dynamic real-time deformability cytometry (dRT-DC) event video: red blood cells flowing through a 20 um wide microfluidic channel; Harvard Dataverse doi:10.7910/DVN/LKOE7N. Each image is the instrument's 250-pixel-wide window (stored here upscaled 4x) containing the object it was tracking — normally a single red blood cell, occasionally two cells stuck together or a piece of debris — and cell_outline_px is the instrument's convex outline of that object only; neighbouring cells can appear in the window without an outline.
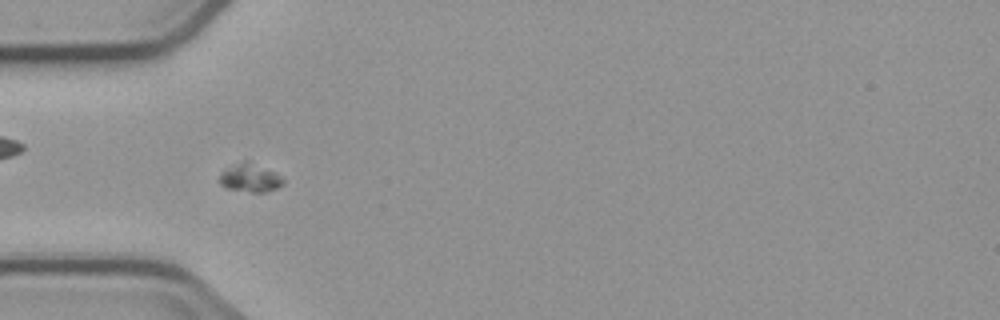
{"species": "common noctule bat (a hibernating species)", "species_latin": "Nyctalus noctula", "temperature_condition": "cold", "stored_images_in_passage": 5, "camera_frame_rate_fps": 3000, "um_per_image_px": 0.085, "animal": {"sex": "male", "body_mass_g": 23.1, "forearm_length_mm": 52.7}, "frame": {"image": 1, "passage_image": 5, "time_ms": 5.667, "image_size_px": [1000, 320], "cell_outline_px": [[284, 184], [276, 188], [264, 192], [252, 192], [228, 188], [220, 184], [220, 176], [224, 172], [244, 160], [276, 172], [284, 180]], "centroid_in_image_um": [21.32, 15.14], "position_along_channel_um": 63.7, "area_um2": 10.0}}